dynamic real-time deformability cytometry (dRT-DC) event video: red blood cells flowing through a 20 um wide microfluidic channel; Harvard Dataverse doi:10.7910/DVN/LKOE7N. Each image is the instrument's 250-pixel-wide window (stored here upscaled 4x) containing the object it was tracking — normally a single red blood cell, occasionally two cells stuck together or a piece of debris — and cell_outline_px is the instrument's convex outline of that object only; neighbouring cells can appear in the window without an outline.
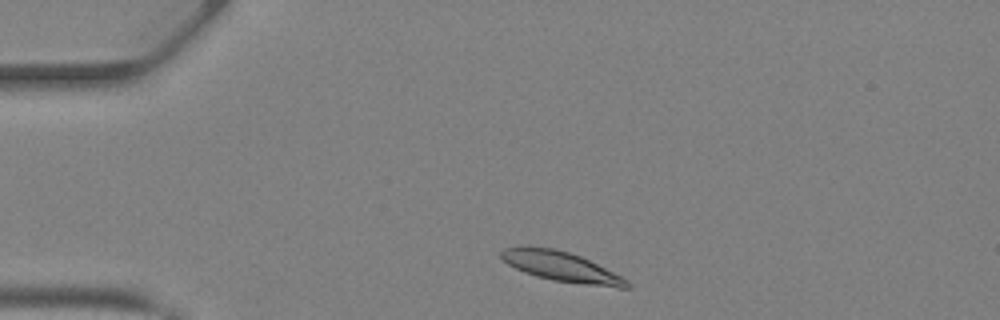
{"species": "Egyptian fruit bat (a non-hibernating species)", "species_latin": "Rousettus aegyptiacus", "temperature_condition": "warm", "stored_images_in_passage": 35, "camera_frame_rate_fps": 3000, "um_per_image_px": 0.085, "animal": {"sex": "female"}, "frame": {"image": 1, "passage_image": 2, "time_ms": 0.333, "image_size_px": [1000, 320], "cell_outline_px": [[632, 284], [628, 288], [620, 288], [552, 280], [536, 276], [524, 272], [500, 260], [500, 252], [504, 248], [524, 244], [528, 244], [556, 248], [580, 256], [628, 280]], "centroid_in_image_um": [47.61, 22.62], "position_along_channel_um": 37.4, "area_um2": 22.08}}
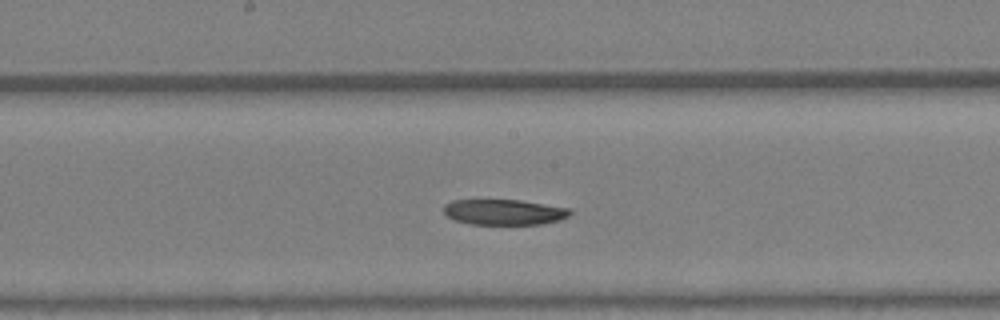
{"frame": {"image": 2, "passage_image": 15, "time_ms": 4.667, "image_size_px": [1000, 320], "cell_outline_px": [[572, 212], [568, 216], [560, 220], [540, 224], [468, 224], [456, 220], [448, 216], [444, 212], [444, 204], [452, 200], [520, 200], [568, 208]], "centroid_in_image_um": [42.83, 18.02], "position_along_channel_um": 205.4, "area_um2": 18.67}}
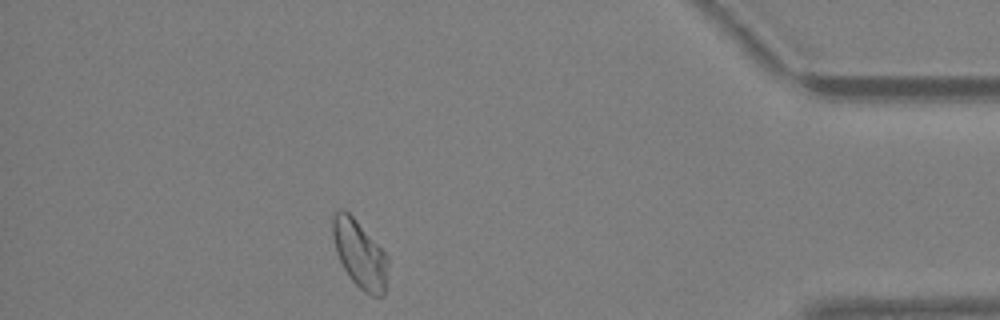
{"frame": {"image": 3, "passage_image": 30, "time_ms": 9.667, "image_size_px": [1000, 320], "cell_outline_px": [[388, 264], [384, 292], [380, 296], [372, 296], [364, 292], [352, 280], [344, 268], [336, 252], [332, 236], [332, 220], [336, 212], [340, 208], [344, 208], [352, 216], [388, 256]], "centroid_in_image_um": [30.56, 21.59], "position_along_channel_um": 404.6, "area_um2": 21.39}, "authors_computed_cell_mechanics": {"area_um2": 21.0392, "velocity_mm_per_s": 4.8851, "shape_relaxation_time_tau1_ms": 4.7722, "shape_relaxation_time_tau2_ms": null, "deformation_change_tau1": 0.1414, "deformation_change_tau2": null}}